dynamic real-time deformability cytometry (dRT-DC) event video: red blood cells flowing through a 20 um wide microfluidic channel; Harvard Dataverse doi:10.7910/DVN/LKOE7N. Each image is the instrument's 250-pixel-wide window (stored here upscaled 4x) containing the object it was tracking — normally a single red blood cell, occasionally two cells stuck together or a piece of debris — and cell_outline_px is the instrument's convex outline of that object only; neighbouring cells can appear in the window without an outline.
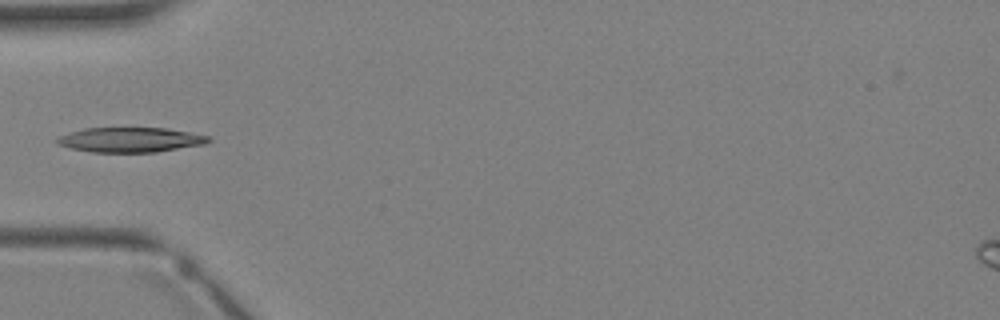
{"species": "Egyptian fruit bat (a non-hibernating species)", "species_latin": "Rousettus aegyptiacus", "temperature_condition": "warm", "stored_images_in_passage": 4, "camera_frame_rate_fps": 3000, "um_per_image_px": 0.085, "animal": {"sex": "female"}, "frame": {"image": 1, "passage_image": 4, "time_ms": 3.667, "image_size_px": [1000, 320], "cell_outline_px": [[212, 140], [204, 144], [156, 152], [92, 152], [72, 148], [60, 144], [56, 140], [60, 136], [84, 128], [168, 128], [208, 136]], "centroid_in_image_um": [11.12, 11.88], "position_along_channel_um": 73.9, "area_um2": 21.56}}